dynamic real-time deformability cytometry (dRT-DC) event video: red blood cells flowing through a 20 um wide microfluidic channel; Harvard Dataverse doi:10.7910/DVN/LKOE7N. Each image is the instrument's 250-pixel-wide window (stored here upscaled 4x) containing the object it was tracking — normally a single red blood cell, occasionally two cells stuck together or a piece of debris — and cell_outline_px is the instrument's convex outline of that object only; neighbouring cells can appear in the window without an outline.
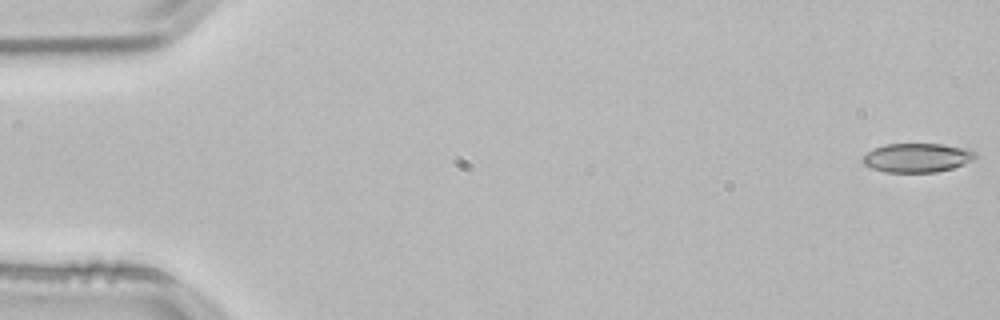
{"species": "common noctule bat (a hibernating species)", "species_latin": "Nyctalus noctula", "temperature_condition": "room temperature", "stored_images_in_passage": 53, "camera_frame_rate_fps": 3000, "um_per_image_px": 0.085, "animal": {"sex": "male", "body_mass_g": 21.5, "forearm_length_mm": 52.0}, "frame": {"image": 1, "passage_image": 1, "time_ms": 0.0, "image_size_px": [1000, 320], "cell_outline_px": [[976, 160], [952, 168], [936, 172], [884, 172], [872, 168], [864, 164], [860, 160], [868, 152], [884, 144], [940, 144], [968, 148], [976, 152]], "centroid_in_image_um": [77.99, 13.41], "position_along_channel_um": 7.0, "area_um2": 19.13}}
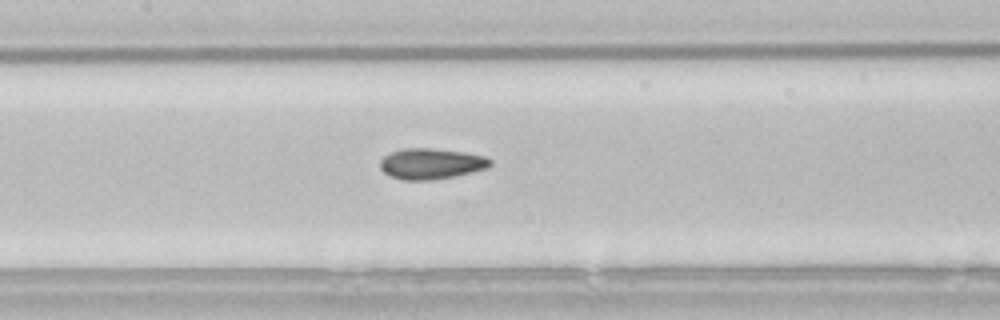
{"frame": {"image": 2, "passage_image": 25, "time_ms": 8.0, "image_size_px": [1000, 320], "cell_outline_px": [[492, 164], [488, 168], [472, 172], [432, 180], [404, 180], [392, 176], [384, 172], [380, 168], [380, 160], [384, 156], [392, 152], [404, 148], [432, 148], [464, 152], [484, 156], [492, 160]], "centroid_in_image_um": [36.66, 13.91], "position_along_channel_um": 170.7, "area_um2": 19.65}}
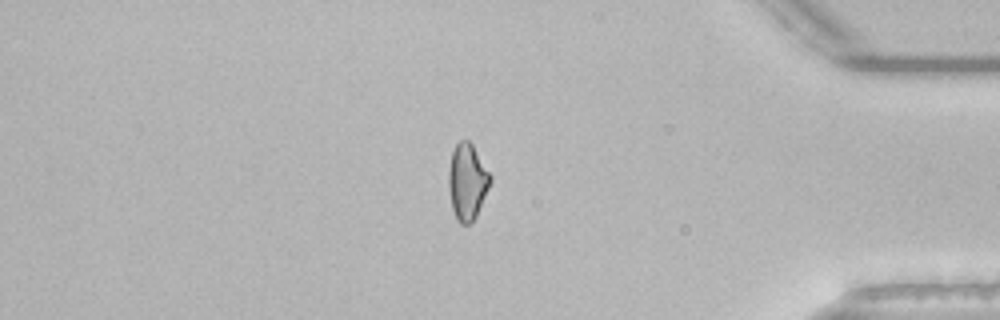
{"frame": {"image": 3, "passage_image": 45, "time_ms": 14.667, "image_size_px": [1000, 320], "cell_outline_px": [[492, 180], [476, 216], [468, 224], [460, 224], [456, 220], [452, 208], [448, 188], [448, 172], [452, 148], [460, 140], [468, 140], [472, 144], [492, 176]], "centroid_in_image_um": [39.7, 15.43], "position_along_channel_um": 395.5, "area_um2": 18.61}}